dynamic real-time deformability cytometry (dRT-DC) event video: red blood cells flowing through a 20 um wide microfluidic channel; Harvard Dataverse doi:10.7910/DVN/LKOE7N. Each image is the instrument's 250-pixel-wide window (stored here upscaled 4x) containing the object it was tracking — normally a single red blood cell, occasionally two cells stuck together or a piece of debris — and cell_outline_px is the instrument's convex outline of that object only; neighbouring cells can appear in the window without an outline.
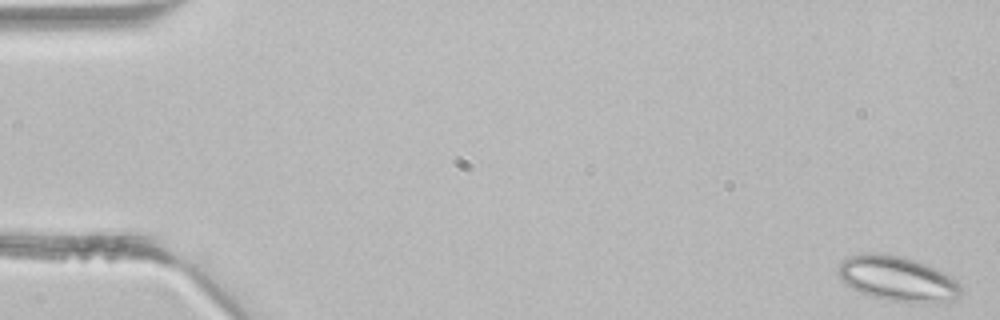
{"species": "common noctule bat (a hibernating species)", "species_latin": "Nyctalus noctula", "temperature_condition": "room temperature", "stored_images_in_passage": 4, "camera_frame_rate_fps": 3000, "um_per_image_px": 0.085, "animal": {"sex": "male", "body_mass_g": 21.5, "forearm_length_mm": 52.0}, "frame": {"image": 1, "passage_image": 1, "time_ms": 0.0, "image_size_px": [1000, 320], "cell_outline_px": [[960, 292], [956, 300], [952, 304], [920, 304], [892, 300], [872, 296], [860, 292], [844, 284], [836, 276], [836, 268], [840, 260], [848, 256], [876, 252], [896, 256], [928, 264], [952, 276], [960, 284]], "centroid_in_image_um": [76.3, 23.72], "position_along_channel_um": 8.7, "area_um2": 32.95}}